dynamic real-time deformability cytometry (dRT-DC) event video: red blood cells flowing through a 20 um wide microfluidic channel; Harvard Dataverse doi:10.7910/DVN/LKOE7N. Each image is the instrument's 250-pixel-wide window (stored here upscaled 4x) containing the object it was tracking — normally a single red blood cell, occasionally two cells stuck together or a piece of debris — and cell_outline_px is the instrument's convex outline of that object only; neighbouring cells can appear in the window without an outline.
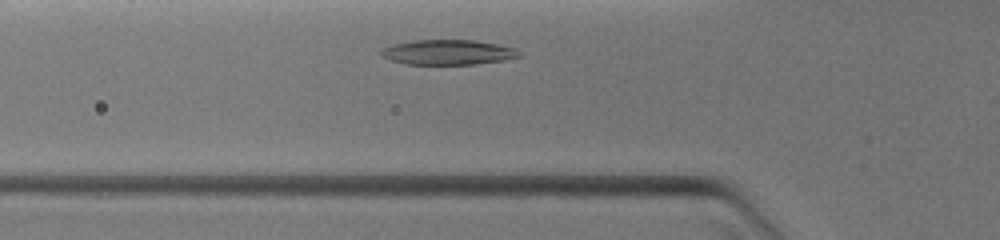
{"species": "common noctule bat (a hibernating species)", "species_latin": "Nyctalus noctula", "temperature_condition": "warm", "stored_images_in_passage": 15, "camera_frame_rate_fps": 3000, "um_per_image_px": 0.085, "animal": {"sex": "female", "body_mass_g": 19.0, "forearm_length_mm": 51.5}, "frame": {"image": 1, "passage_image": 4, "time_ms": 0.667, "image_size_px": [1000, 240], "cell_outline_px": [[524, 56], [504, 60], [476, 64], [404, 64], [392, 60], [384, 56], [380, 52], [384, 48], [392, 44], [412, 40], [476, 40], [500, 44], [516, 48], [524, 52]], "centroid_in_image_um": [38.19, 4.43], "position_along_channel_um": 87.6, "area_um2": 20.35}}
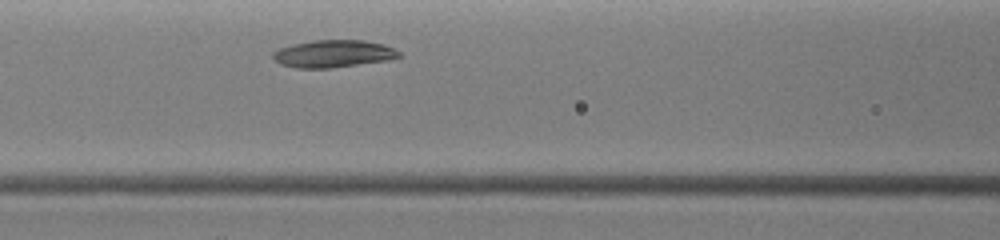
{"frame": {"image": 2, "passage_image": 9, "time_ms": 1.667, "image_size_px": [1000, 240], "cell_outline_px": [[404, 56], [388, 60], [332, 68], [296, 68], [280, 64], [272, 56], [272, 52], [280, 48], [292, 44], [312, 40], [364, 40], [384, 44], [396, 48]], "centroid_in_image_um": [28.38, 4.56], "position_along_channel_um": 138.2, "area_um2": 20.35}}
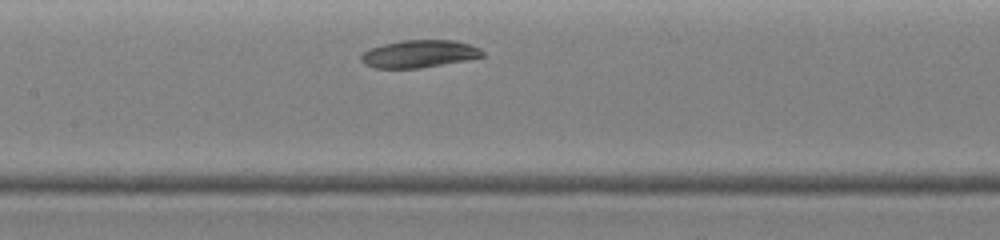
{"frame": {"image": 3, "passage_image": 13, "time_ms": 2.333, "image_size_px": [1000, 240], "cell_outline_px": [[484, 56], [464, 60], [420, 68], [372, 68], [364, 64], [360, 60], [360, 56], [368, 48], [400, 40], [456, 40], [472, 44], [480, 48], [484, 52]], "centroid_in_image_um": [35.61, 4.57], "position_along_channel_um": 171.8, "area_um2": 19.59}}